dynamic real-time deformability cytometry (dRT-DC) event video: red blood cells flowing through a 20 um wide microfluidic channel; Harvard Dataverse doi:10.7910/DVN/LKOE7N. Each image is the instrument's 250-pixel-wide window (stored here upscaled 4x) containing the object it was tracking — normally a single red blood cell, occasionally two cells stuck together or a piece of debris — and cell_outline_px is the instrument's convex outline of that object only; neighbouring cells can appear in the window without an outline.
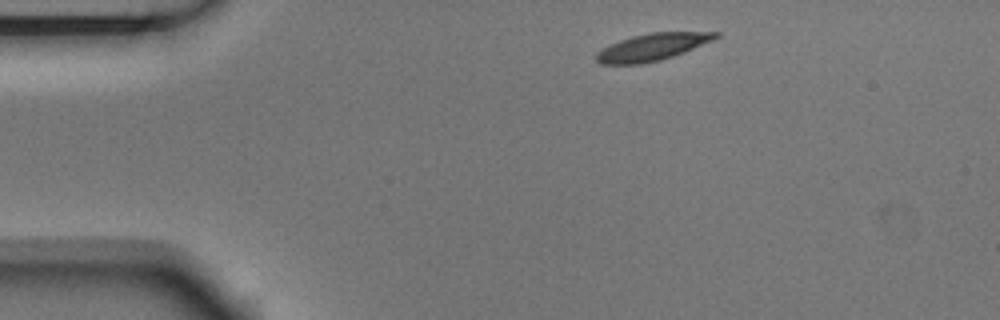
{"species": "Egyptian fruit bat (a non-hibernating species)", "species_latin": "Rousettus aegyptiacus", "temperature_condition": "room temperature", "stored_images_in_passage": 3, "camera_frame_rate_fps": 3000, "um_per_image_px": 0.085, "animal": {"sex": "male"}, "frame": {"image": 1, "passage_image": 1, "time_ms": 0.0, "image_size_px": [1000, 320], "cell_outline_px": [[720, 36], [712, 40], [672, 56], [660, 60], [640, 64], [600, 64], [596, 60], [596, 52], [620, 40], [632, 36], [652, 32], [720, 32]], "centroid_in_image_um": [55.42, 4.0], "position_along_channel_um": 29.6, "area_um2": 18.44}}
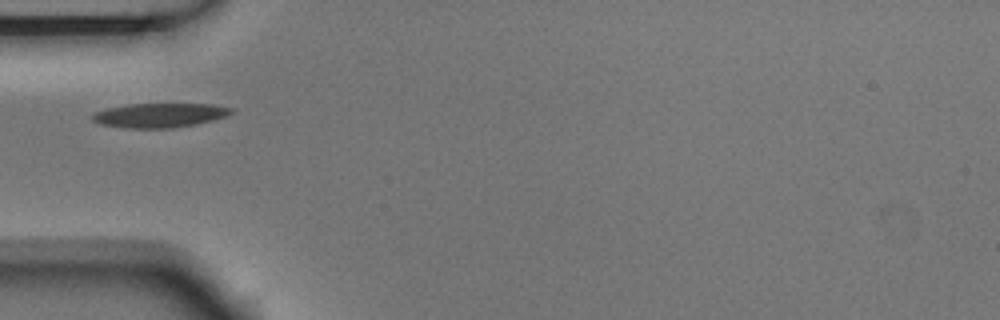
{"frame": {"image": 2, "passage_image": 3, "time_ms": 0.667, "image_size_px": [1000, 320], "cell_outline_px": [[236, 108], [232, 112], [224, 116], [212, 120], [196, 124], [172, 128], [128, 128], [100, 124], [92, 120], [92, 112], [108, 108], [128, 104], [212, 104]], "centroid_in_image_um": [13.55, 9.79], "position_along_channel_um": 71.4, "area_um2": 19.65}}